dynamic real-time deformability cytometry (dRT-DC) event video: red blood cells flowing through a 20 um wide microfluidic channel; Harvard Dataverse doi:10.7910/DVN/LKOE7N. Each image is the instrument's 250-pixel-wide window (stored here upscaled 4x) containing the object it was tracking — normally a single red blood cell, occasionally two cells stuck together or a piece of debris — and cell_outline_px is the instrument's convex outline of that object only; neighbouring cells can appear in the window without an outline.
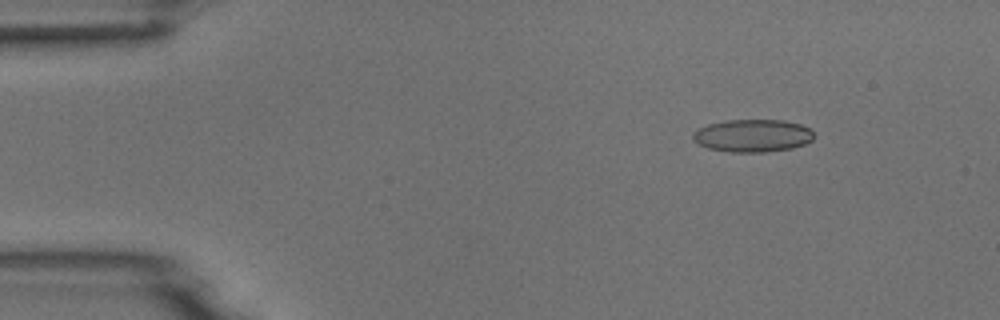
{"species": "common noctule bat (a hibernating species)", "species_latin": "Nyctalus noctula", "temperature_condition": "room temperature", "stored_images_in_passage": 5, "camera_frame_rate_fps": 3000, "um_per_image_px": 0.085, "animal": {"sex": "male", "body_mass_g": 18.8}, "frame": {"image": 1, "passage_image": 2, "time_ms": 1.0, "image_size_px": [1000, 320], "cell_outline_px": [[812, 140], [804, 144], [792, 148], [768, 152], [732, 152], [708, 148], [692, 140], [692, 132], [708, 124], [724, 120], [784, 120], [800, 124], [808, 128], [812, 132]], "centroid_in_image_um": [63.95, 11.53], "position_along_channel_um": 21.1, "area_um2": 23.0}}
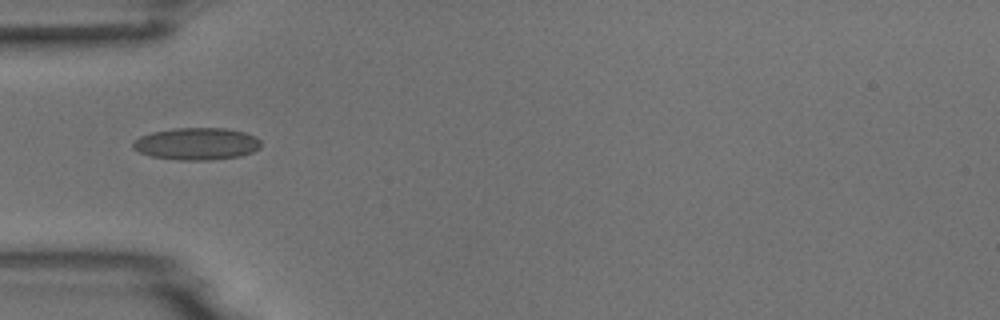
{"frame": {"image": 2, "passage_image": 5, "time_ms": 4.333, "image_size_px": [1000, 320], "cell_outline_px": [[260, 148], [252, 152], [240, 156], [208, 160], [180, 160], [152, 156], [140, 152], [132, 148], [132, 144], [140, 136], [152, 132], [176, 128], [224, 128], [244, 132], [256, 136], [260, 140]], "centroid_in_image_um": [16.73, 12.22], "position_along_channel_um": 68.3, "area_um2": 23.87}}